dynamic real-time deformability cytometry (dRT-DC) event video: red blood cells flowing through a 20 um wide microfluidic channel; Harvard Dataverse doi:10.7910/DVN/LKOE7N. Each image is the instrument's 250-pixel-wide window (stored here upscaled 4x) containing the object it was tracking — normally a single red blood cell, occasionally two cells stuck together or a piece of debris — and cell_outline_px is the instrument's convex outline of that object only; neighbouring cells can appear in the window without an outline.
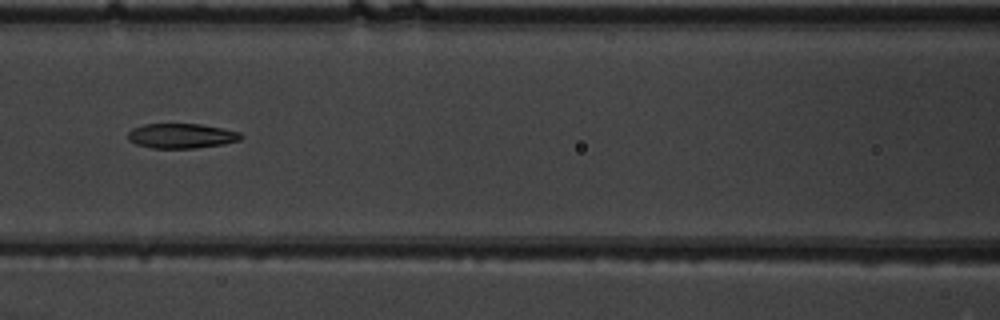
{"species": "common noctule bat (a hibernating species)", "species_latin": "Nyctalus noctula", "temperature_condition": "warm", "stored_images_in_passage": 49, "camera_frame_rate_fps": 3000, "um_per_image_px": 0.085, "animal": {"sex": "male", "body_mass_g": 19.5, "forearm_length_mm": 54.6}, "frame": {"image": 1, "passage_image": 23, "time_ms": 7.333, "image_size_px": [1000, 320], "cell_outline_px": [[244, 136], [240, 140], [224, 144], [196, 148], [152, 148], [136, 144], [128, 140], [128, 132], [132, 128], [144, 124], [200, 124], [240, 132]], "centroid_in_image_um": [15.42, 11.55], "position_along_channel_um": 151.2, "area_um2": 16.36}}
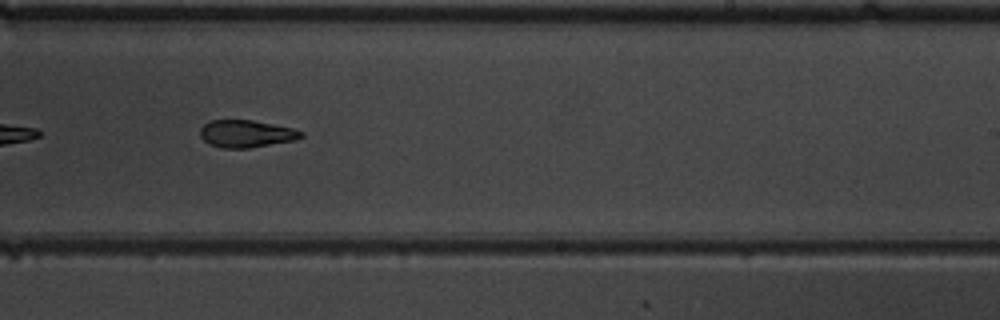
{"frame": {"image": 2, "passage_image": 32, "time_ms": 10.333, "image_size_px": [1000, 320], "cell_outline_px": [[304, 136], [296, 140], [248, 148], [224, 148], [208, 144], [200, 136], [200, 128], [204, 124], [212, 120], [252, 120], [292, 128], [304, 132]], "centroid_in_image_um": [20.93, 11.37], "position_along_channel_um": 268.1, "area_um2": 16.07}}
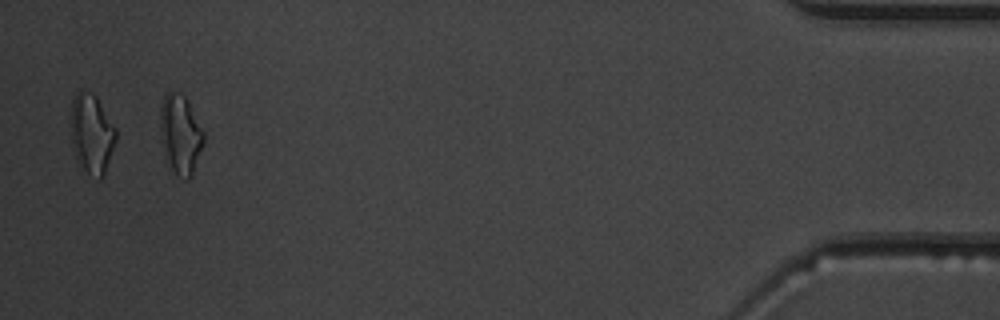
{"frame": {"image": 3, "passage_image": 49, "time_ms": 16.0, "image_size_px": [1000, 320], "cell_outline_px": [[204, 144], [192, 172], [188, 180], [176, 172], [172, 168], [164, 156], [160, 140], [160, 108], [164, 92], [176, 92], [184, 96], [204, 132]], "centroid_in_image_um": [15.3, 11.38], "position_along_channel_um": 419.9, "area_um2": 19.83}, "authors_computed_cell_mechanics": {"area_um2": 17.2244, "velocity_mm_per_s": 3.9089, "shape_relaxation_time_tau1_ms": null, "shape_relaxation_time_tau2_ms": 2.2478, "deformation_change_tau1": null, "deformation_change_tau2": 0.082}}